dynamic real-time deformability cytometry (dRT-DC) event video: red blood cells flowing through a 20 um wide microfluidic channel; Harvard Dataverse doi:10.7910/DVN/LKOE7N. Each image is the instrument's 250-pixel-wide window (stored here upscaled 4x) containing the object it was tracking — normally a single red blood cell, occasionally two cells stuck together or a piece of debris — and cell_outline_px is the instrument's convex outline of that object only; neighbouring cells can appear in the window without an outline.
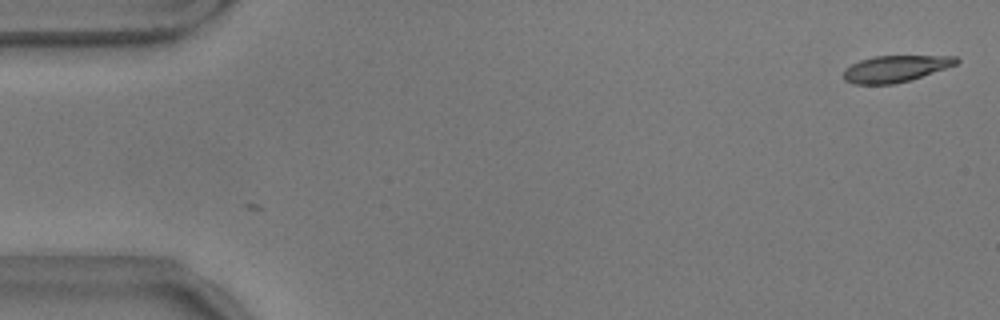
{"species": "common noctule bat (a hibernating species)", "species_latin": "Nyctalus noctula", "temperature_condition": "warm", "stored_images_in_passage": 4, "camera_frame_rate_fps": 3000, "um_per_image_px": 0.085, "animal": {"sex": "male", "body_mass_g": 17.9}, "frame": {"image": 1, "passage_image": 4, "time_ms": 1.0, "image_size_px": [1000, 320], "cell_outline_px": [[960, 60], [956, 64], [908, 80], [892, 84], [852, 84], [844, 80], [844, 68], [860, 60], [876, 56], [956, 56]], "centroid_in_image_um": [76.06, 5.83], "position_along_channel_um": 8.9, "area_um2": 17.11}}